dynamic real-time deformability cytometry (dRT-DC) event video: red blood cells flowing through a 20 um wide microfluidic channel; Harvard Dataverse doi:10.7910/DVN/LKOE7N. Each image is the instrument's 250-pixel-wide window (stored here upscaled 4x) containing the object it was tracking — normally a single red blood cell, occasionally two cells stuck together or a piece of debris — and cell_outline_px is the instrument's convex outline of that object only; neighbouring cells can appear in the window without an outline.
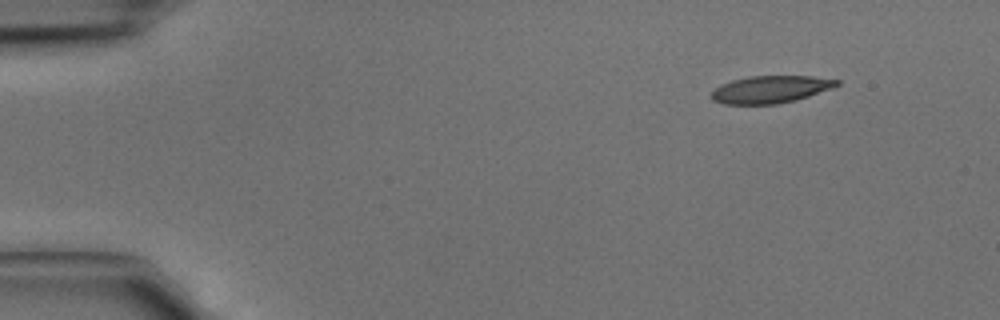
{"species": "common noctule bat (a hibernating species)", "species_latin": "Nyctalus noctula", "temperature_condition": "cold", "stored_images_in_passage": 3, "camera_frame_rate_fps": 3000, "um_per_image_px": 0.085, "animal": {"sex": "male", "body_mass_g": 15.6}, "frame": {"image": 1, "passage_image": 1, "time_ms": 0.0, "image_size_px": [1000, 320], "cell_outline_px": [[840, 84], [832, 88], [796, 100], [776, 104], [724, 104], [712, 100], [712, 92], [720, 84], [732, 80], [748, 76], [812, 76], [840, 80]], "centroid_in_image_um": [65.49, 7.59], "position_along_channel_um": 19.5, "area_um2": 19.94}}
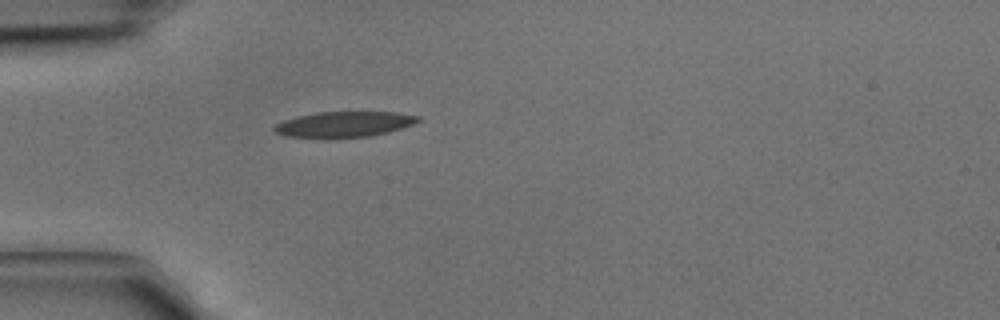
{"frame": {"image": 2, "passage_image": 3, "time_ms": 0.667, "image_size_px": [1000, 320], "cell_outline_px": [[420, 120], [412, 124], [388, 132], [368, 136], [288, 136], [276, 132], [272, 128], [276, 124], [284, 120], [296, 116], [316, 112], [396, 112], [420, 116]], "centroid_in_image_um": [29.27, 10.52], "position_along_channel_um": 55.7, "area_um2": 20.69}}